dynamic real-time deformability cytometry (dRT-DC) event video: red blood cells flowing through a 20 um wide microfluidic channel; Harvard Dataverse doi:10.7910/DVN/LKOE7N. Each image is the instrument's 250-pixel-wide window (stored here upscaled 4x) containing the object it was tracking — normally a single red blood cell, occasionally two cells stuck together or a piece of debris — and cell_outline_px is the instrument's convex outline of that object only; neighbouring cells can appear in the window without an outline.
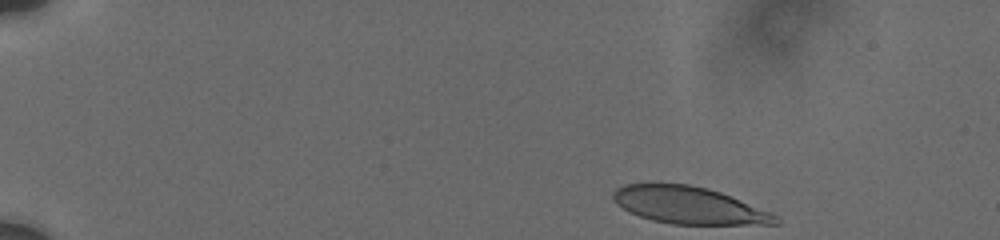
{"species": "human", "species_latin": "Homo sapiens", "temperature_condition": "cold", "stored_images_in_passage": 11, "camera_frame_rate_fps": 3000, "um_per_image_px": 0.085, "donor": {"sex": "male"}, "frame": {"image": 1, "passage_image": 1, "time_ms": 0.0, "image_size_px": [1000, 240], "cell_outline_px": [[780, 224], [672, 224], [652, 220], [628, 212], [616, 204], [612, 200], [612, 192], [616, 188], [624, 184], [688, 184], [708, 188], [720, 192], [772, 212], [780, 216]], "centroid_in_image_um": [58.56, 17.45], "position_along_channel_um": 26.4, "area_um2": 35.26}}
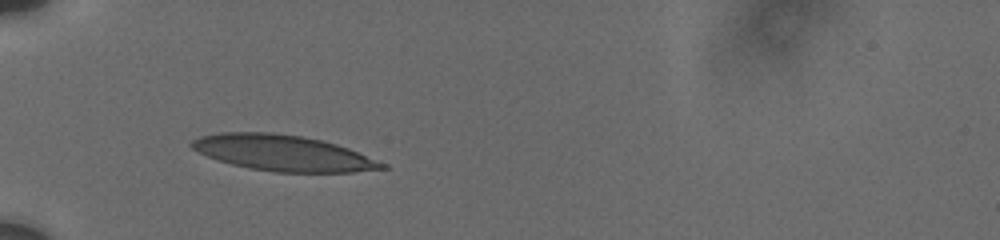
{"frame": {"image": 2, "passage_image": 8, "time_ms": 3.667, "image_size_px": [1000, 240], "cell_outline_px": [[388, 168], [352, 172], [276, 172], [252, 168], [232, 164], [208, 156], [192, 148], [188, 144], [192, 140], [200, 136], [220, 132], [268, 132], [300, 136], [320, 140], [336, 144], [348, 148], [388, 164]], "centroid_in_image_um": [24.06, 13.0], "position_along_channel_um": 60.9, "area_um2": 39.36}}
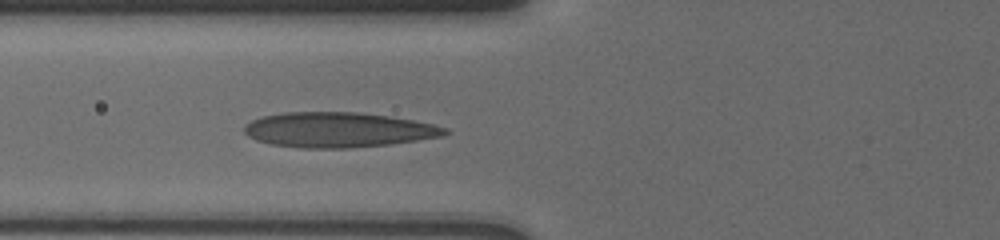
{"frame": {"image": 3, "passage_image": 11, "time_ms": 5.0, "image_size_px": [1000, 240], "cell_outline_px": [[448, 132], [444, 136], [388, 144], [348, 148], [300, 148], [268, 144], [256, 140], [248, 136], [244, 132], [244, 124], [252, 120], [264, 116], [284, 112], [356, 112], [388, 116], [412, 120], [432, 124], [448, 128]], "centroid_in_image_um": [28.7, 11.04], "position_along_channel_um": 97.1, "area_um2": 40.92}}